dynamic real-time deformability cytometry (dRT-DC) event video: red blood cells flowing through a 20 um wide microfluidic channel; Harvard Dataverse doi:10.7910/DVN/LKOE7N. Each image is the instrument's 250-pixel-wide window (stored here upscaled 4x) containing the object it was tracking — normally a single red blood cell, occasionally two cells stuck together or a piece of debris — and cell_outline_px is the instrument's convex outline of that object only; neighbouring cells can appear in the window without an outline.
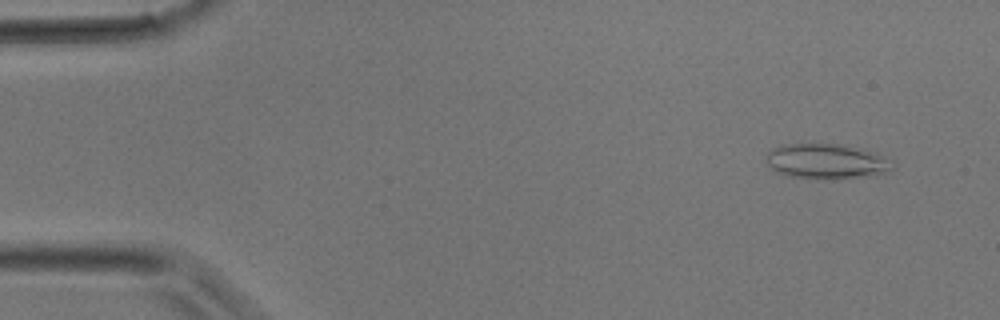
{"species": "common noctule bat (a hibernating species)", "species_latin": "Nyctalus noctula", "temperature_condition": "room temperature", "stored_images_in_passage": 35, "camera_frame_rate_fps": 3000, "um_per_image_px": 0.085, "animal": {"sex": "male", "body_mass_g": 17.9}, "frame": {"image": 1, "passage_image": 3, "time_ms": 0.667, "image_size_px": [1000, 320], "cell_outline_px": [[892, 168], [888, 172], [868, 176], [816, 180], [788, 176], [776, 172], [768, 168], [764, 160], [768, 152], [772, 148], [780, 144], [840, 144], [860, 148], [876, 152]], "centroid_in_image_um": [70.1, 13.72], "position_along_channel_um": 14.9, "area_um2": 25.95}}
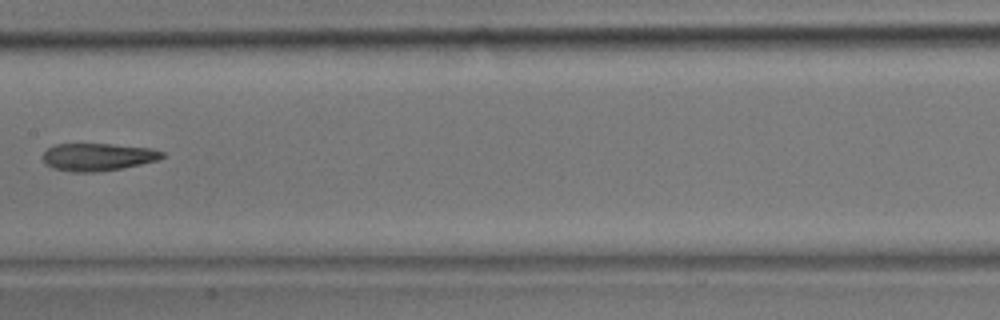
{"frame": {"image": 2, "passage_image": 18, "time_ms": 5.667, "image_size_px": [1000, 320], "cell_outline_px": [[164, 156], [160, 160], [120, 168], [96, 172], [72, 172], [52, 168], [44, 164], [44, 152], [48, 148], [56, 144], [112, 144], [152, 148], [164, 152]], "centroid_in_image_um": [8.32, 13.34], "position_along_channel_um": 199.1, "area_um2": 19.19}}
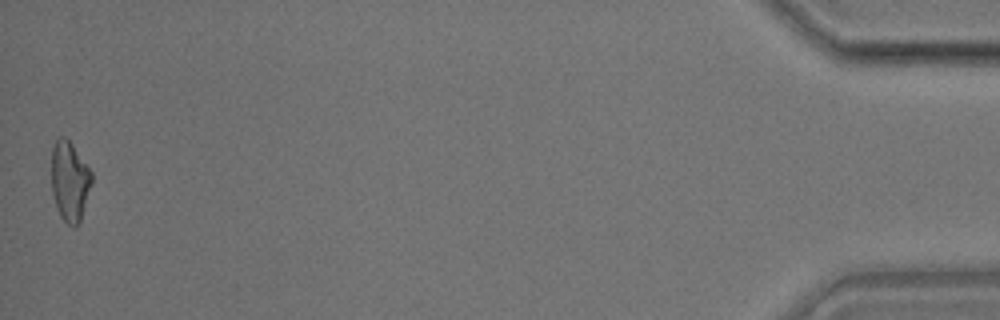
{"frame": {"image": 3, "passage_image": 35, "time_ms": 11.333, "image_size_px": [1000, 320], "cell_outline_px": [[92, 184], [80, 220], [76, 228], [72, 228], [60, 216], [52, 192], [52, 148], [56, 140], [60, 136], [64, 136], [72, 144], [92, 172]], "centroid_in_image_um": [5.93, 15.41], "position_along_channel_um": 429.3, "area_um2": 18.61}}